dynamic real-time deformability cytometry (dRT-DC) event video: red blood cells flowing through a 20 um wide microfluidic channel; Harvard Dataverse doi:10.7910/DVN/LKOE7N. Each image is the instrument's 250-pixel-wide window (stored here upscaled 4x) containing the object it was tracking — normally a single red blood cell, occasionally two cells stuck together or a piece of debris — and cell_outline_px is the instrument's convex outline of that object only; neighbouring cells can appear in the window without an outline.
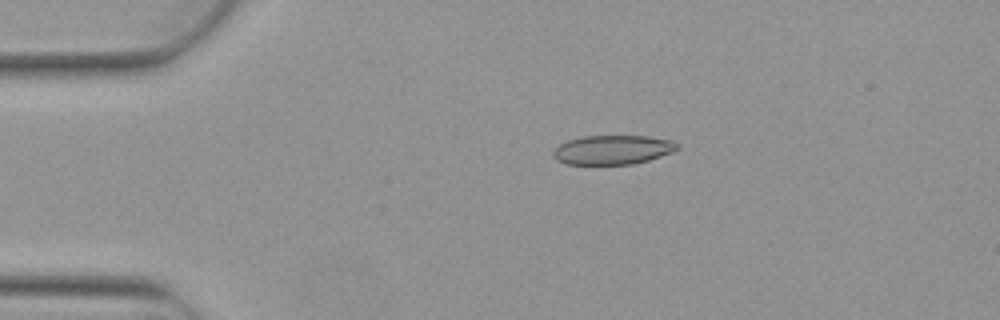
{"species": "Egyptian fruit bat (a non-hibernating species)", "species_latin": "Rousettus aegyptiacus", "temperature_condition": "warm", "stored_images_in_passage": 5, "camera_frame_rate_fps": 3000, "um_per_image_px": 0.085, "animal": {"sex": "female"}, "frame": {"image": 1, "passage_image": 3, "time_ms": 0.667, "image_size_px": [1000, 320], "cell_outline_px": [[680, 148], [672, 152], [648, 160], [632, 164], [568, 164], [556, 160], [552, 156], [552, 152], [560, 144], [568, 140], [584, 136], [648, 136], [672, 140], [680, 144]], "centroid_in_image_um": [52.1, 12.73], "position_along_channel_um": 32.9, "area_um2": 21.15}}
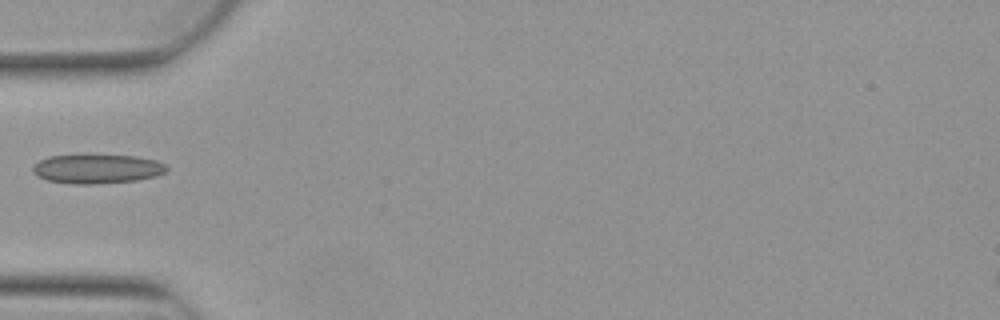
{"frame": {"image": 2, "passage_image": 5, "time_ms": 1.333, "image_size_px": [1000, 320], "cell_outline_px": [[168, 172], [156, 176], [136, 180], [92, 184], [72, 184], [48, 180], [36, 176], [32, 172], [32, 168], [40, 160], [48, 156], [136, 156], [156, 160], [164, 164], [168, 168]], "centroid_in_image_um": [8.27, 14.37], "position_along_channel_um": 76.7, "area_um2": 22.48}}